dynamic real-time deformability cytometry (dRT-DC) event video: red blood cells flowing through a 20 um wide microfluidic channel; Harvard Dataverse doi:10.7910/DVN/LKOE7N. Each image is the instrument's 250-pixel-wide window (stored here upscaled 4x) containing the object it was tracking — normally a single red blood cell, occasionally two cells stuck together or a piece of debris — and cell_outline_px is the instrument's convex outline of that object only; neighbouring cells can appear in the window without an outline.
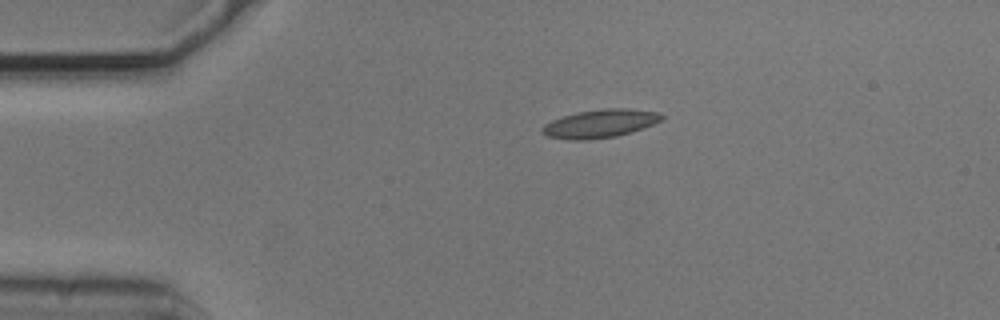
{"species": "common noctule bat (a hibernating species)", "species_latin": "Nyctalus noctula", "temperature_condition": "cold", "stored_images_in_passage": 44, "camera_frame_rate_fps": 3000, "um_per_image_px": 0.085, "animal": {"sex": "male", "body_mass_g": 20.5, "forearm_length_mm": 52.5}, "frame": {"image": 1, "passage_image": 1, "time_ms": 0.0, "image_size_px": [1000, 320], "cell_outline_px": [[664, 116], [660, 120], [644, 128], [632, 132], [616, 136], [588, 140], [568, 140], [548, 136], [540, 128], [544, 124], [552, 120], [576, 112], [604, 108], [628, 108], [656, 112]], "centroid_in_image_um": [50.99, 10.5], "position_along_channel_um": 34.0, "area_um2": 19.59}}
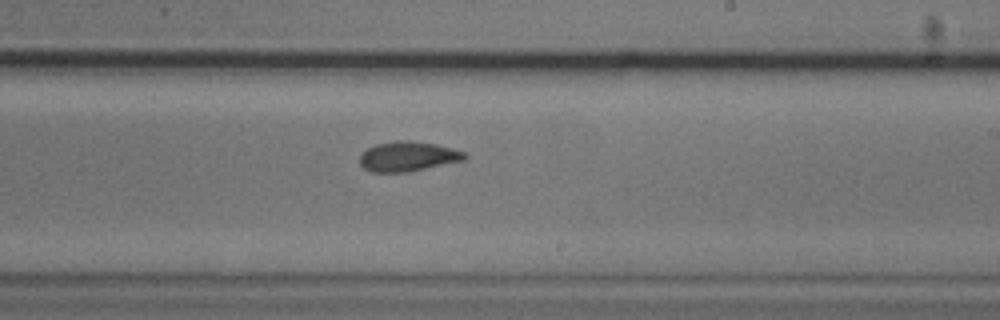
{"frame": {"image": 2, "passage_image": 22, "time_ms": 7.0, "image_size_px": [1000, 320], "cell_outline_px": [[468, 156], [464, 160], [408, 172], [368, 172], [360, 164], [360, 156], [368, 148], [376, 144], [396, 140], [408, 140], [436, 144], [452, 148], [464, 152]], "centroid_in_image_um": [34.66, 13.3], "position_along_channel_um": 254.3, "area_um2": 18.21}}
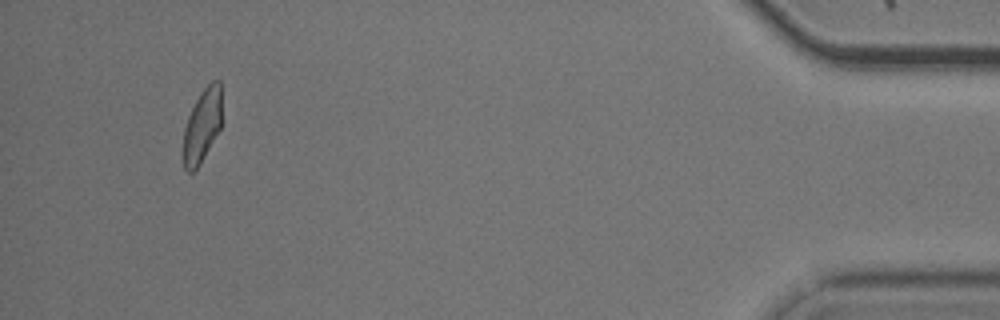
{"frame": {"image": 3, "passage_image": 41, "time_ms": 13.333, "image_size_px": [1000, 320], "cell_outline_px": [[220, 128], [200, 164], [192, 172], [188, 172], [184, 168], [180, 156], [184, 128], [188, 116], [200, 92], [212, 80], [220, 80]], "centroid_in_image_um": [17.12, 10.74], "position_along_channel_um": 418.1, "area_um2": 16.65}, "authors_computed_cell_mechanics": {"area_um2": 17.9758, "velocity_mm_per_s": 3.7159, "shape_relaxation_time_tau1_ms": 4.3284, "shape_relaxation_time_tau2_ms": 1.3679, "deformation_change_tau1": 0.1333, "deformation_change_tau2": 0.0637}}